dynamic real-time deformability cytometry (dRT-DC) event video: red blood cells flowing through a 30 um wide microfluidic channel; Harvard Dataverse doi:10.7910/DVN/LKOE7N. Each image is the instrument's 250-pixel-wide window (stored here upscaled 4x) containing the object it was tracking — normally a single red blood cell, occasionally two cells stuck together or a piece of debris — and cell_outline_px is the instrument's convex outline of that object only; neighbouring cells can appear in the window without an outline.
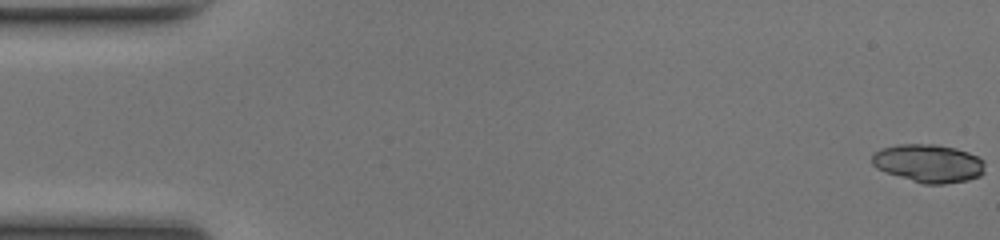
{"species": "common noctule bat (a hibernating species)", "species_latin": "Nyctalus noctula", "temperature_condition": "room temperature", "stored_images_in_passage": 50, "camera_frame_rate_fps": 3000, "um_per_image_px": 0.085, "animal": {"sex": "female", "body_mass_g": 17.0, "forearm_length_mm": 48.0}, "frame": {"image": 1, "passage_image": 1, "time_ms": 0.0, "image_size_px": [1000, 240], "cell_outline_px": [[984, 172], [980, 176], [968, 180], [944, 184], [924, 184], [884, 172], [876, 168], [872, 164], [872, 152], [880, 148], [896, 144], [936, 144], [956, 148], [968, 152], [984, 160]], "centroid_in_image_um": [78.9, 13.87], "position_along_channel_um": 6.1, "area_um2": 25.37}}
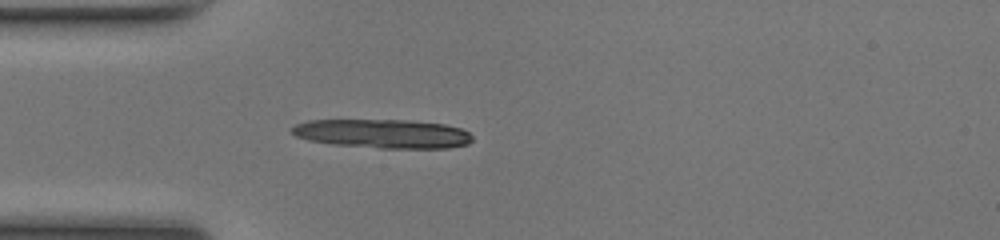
{"frame": {"image": 2, "passage_image": 15, "time_ms": 4.667, "image_size_px": [1000, 240], "cell_outline_px": [[472, 140], [468, 144], [448, 148], [380, 148], [332, 144], [308, 140], [296, 136], [288, 132], [288, 128], [296, 124], [308, 120], [404, 120], [444, 124], [460, 128], [468, 132], [472, 136]], "centroid_in_image_um": [32.48, 11.36], "position_along_channel_um": 52.5, "area_um2": 30.58}}